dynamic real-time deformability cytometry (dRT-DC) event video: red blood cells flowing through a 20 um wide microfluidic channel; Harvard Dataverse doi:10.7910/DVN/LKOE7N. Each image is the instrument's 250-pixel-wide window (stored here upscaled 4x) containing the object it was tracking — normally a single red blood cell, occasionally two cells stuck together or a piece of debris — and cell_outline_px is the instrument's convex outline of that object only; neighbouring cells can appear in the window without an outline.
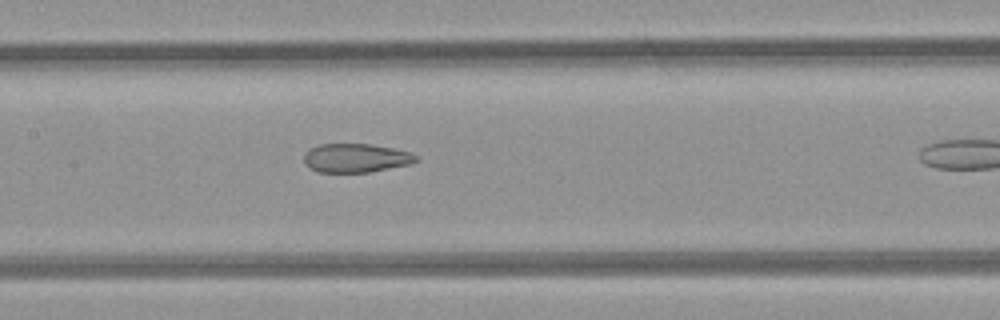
{"species": "common noctule bat (a hibernating species)", "species_latin": "Nyctalus noctula", "temperature_condition": "room temperature", "stored_images_in_passage": 6, "camera_frame_rate_fps": 3000, "um_per_image_px": 0.085, "animal": {"sex": "female", "body_mass_g": 21.9}, "frame": {"image": 1, "passage_image": 5, "time_ms": 1.333, "image_size_px": [1000, 320], "cell_outline_px": [[420, 160], [412, 164], [368, 172], [316, 172], [308, 168], [304, 164], [304, 152], [308, 148], [320, 144], [368, 144], [396, 148], [412, 152], [420, 156]], "centroid_in_image_um": [30.27, 13.43], "position_along_channel_um": 177.1, "area_um2": 19.31}}